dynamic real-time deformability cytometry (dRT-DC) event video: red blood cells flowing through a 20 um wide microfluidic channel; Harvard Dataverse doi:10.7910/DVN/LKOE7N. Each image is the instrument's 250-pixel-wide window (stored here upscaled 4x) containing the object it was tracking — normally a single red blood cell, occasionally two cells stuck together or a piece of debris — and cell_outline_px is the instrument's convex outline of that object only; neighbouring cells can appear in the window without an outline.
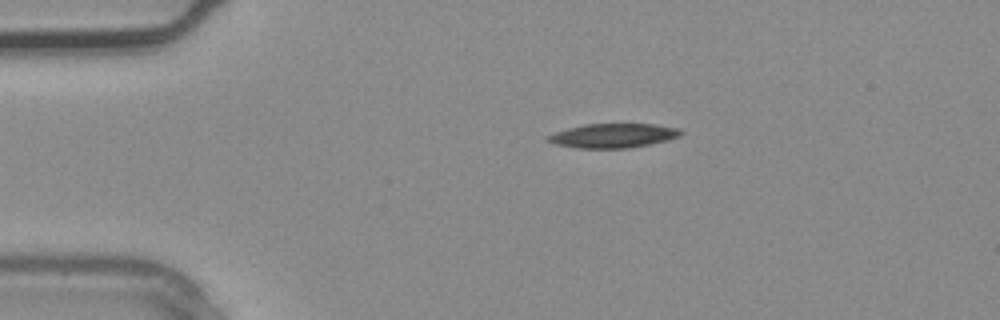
{"species": "common noctule bat (a hibernating species)", "species_latin": "Nyctalus noctula", "temperature_condition": "warm", "stored_images_in_passage": 2, "camera_frame_rate_fps": 3000, "um_per_image_px": 0.085, "animal": {"sex": "male", "body_mass_g": 20.4}, "frame": {"image": 1, "passage_image": 1, "time_ms": 0.0, "image_size_px": [1000, 320], "cell_outline_px": [[684, 132], [680, 136], [668, 140], [652, 144], [628, 148], [576, 148], [556, 144], [544, 140], [544, 136], [568, 128], [584, 124], [652, 124], [680, 128]], "centroid_in_image_um": [52.12, 11.53], "position_along_channel_um": 32.9, "area_um2": 18.96}}